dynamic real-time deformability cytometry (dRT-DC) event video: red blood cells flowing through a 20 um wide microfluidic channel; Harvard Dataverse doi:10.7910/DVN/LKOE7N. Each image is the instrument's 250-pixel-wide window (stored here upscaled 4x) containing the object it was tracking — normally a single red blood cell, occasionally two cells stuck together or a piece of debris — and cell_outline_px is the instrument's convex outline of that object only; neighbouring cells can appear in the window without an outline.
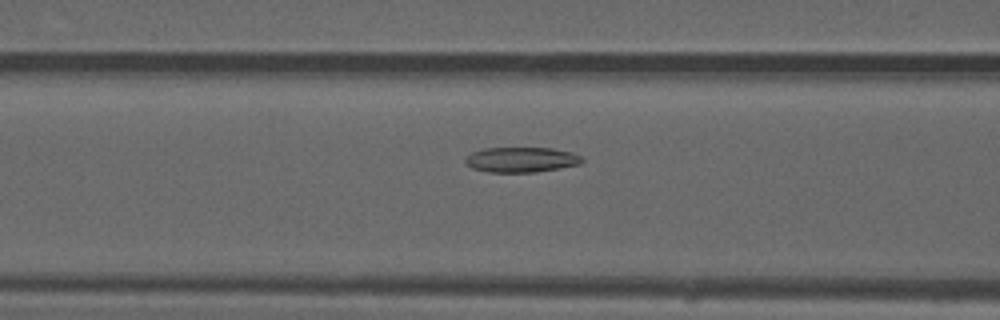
{"species": "common noctule bat (a hibernating species)", "species_latin": "Nyctalus noctula", "temperature_condition": "warm", "stored_images_in_passage": 51, "camera_frame_rate_fps": 3000, "um_per_image_px": 0.085, "animal": {"sex": "male", "forearm_length_mm": 52.5}, "frame": {"image": 1, "passage_image": 21, "time_ms": 6.667, "image_size_px": [1000, 320], "cell_outline_px": [[584, 160], [580, 164], [536, 172], [488, 172], [472, 168], [464, 160], [472, 152], [484, 148], [552, 148], [572, 152], [580, 156]], "centroid_in_image_um": [44.32, 13.57], "position_along_channel_um": 122.3, "area_um2": 16.99}}
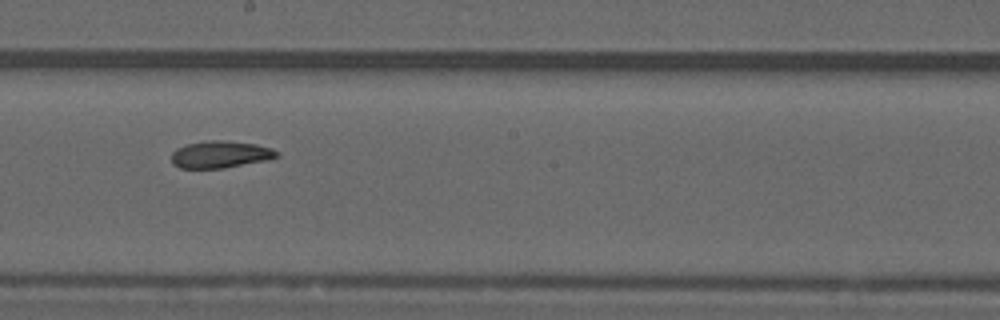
{"frame": {"image": 2, "passage_image": 29, "time_ms": 9.333, "image_size_px": [1000, 320], "cell_outline_px": [[280, 156], [268, 160], [224, 168], [180, 168], [172, 164], [172, 152], [176, 148], [188, 144], [204, 140], [220, 140], [256, 144], [272, 148], [280, 152]], "centroid_in_image_um": [18.75, 13.12], "position_along_channel_um": 229.4, "area_um2": 16.76}}
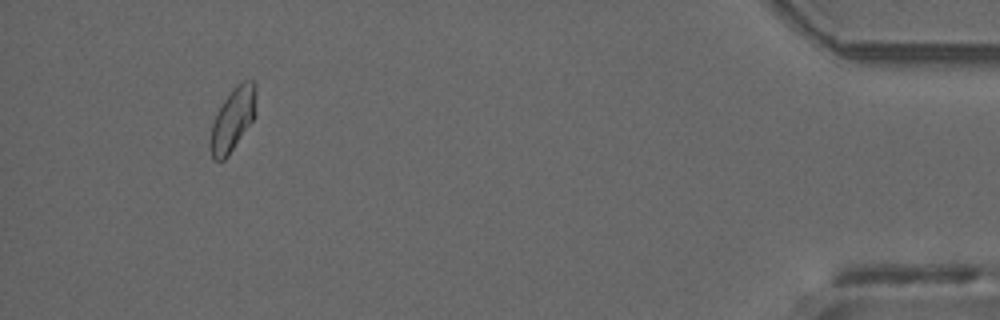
{"frame": {"image": 3, "passage_image": 48, "time_ms": 15.667, "image_size_px": [1000, 320], "cell_outline_px": [[256, 112], [252, 120], [228, 156], [224, 160], [212, 160], [212, 124], [224, 100], [232, 88], [236, 84], [244, 80], [256, 80]], "centroid_in_image_um": [19.84, 10.07], "position_along_channel_um": 415.4, "area_um2": 16.42}, "authors_computed_cell_mechanics": {"area_um2": 17.1088, "velocity_mm_per_s": 4.0295, "shape_relaxation_time_tau1_ms": null, "shape_relaxation_time_tau2_ms": 6.0798, "deformation_change_tau1": null, "deformation_change_tau2": 0.1126}}